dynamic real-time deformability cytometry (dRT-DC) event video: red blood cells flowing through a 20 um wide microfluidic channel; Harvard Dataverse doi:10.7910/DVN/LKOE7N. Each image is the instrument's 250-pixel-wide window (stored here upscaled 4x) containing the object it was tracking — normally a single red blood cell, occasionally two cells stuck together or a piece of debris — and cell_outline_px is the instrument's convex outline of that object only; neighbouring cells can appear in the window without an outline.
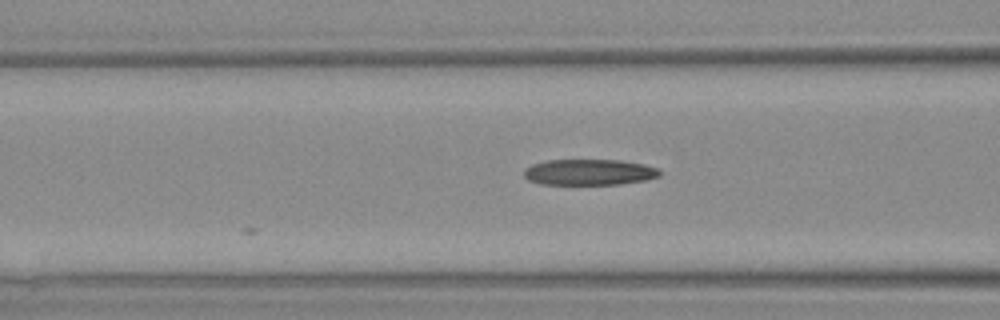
{"species": "Egyptian fruit bat (a non-hibernating species)", "species_latin": "Rousettus aegyptiacus", "temperature_condition": "warm", "stored_images_in_passage": 4, "camera_frame_rate_fps": 3000, "um_per_image_px": 0.085, "animal": {"sex": "female"}, "frame": {"image": 1, "passage_image": 4, "time_ms": 4.333, "image_size_px": [1000, 320], "cell_outline_px": [[660, 176], [644, 180], [620, 184], [540, 184], [528, 180], [524, 176], [524, 172], [532, 164], [548, 160], [620, 160], [644, 164], [660, 168]], "centroid_in_image_um": [50.11, 14.63], "position_along_channel_um": 116.5, "area_um2": 20.46}}